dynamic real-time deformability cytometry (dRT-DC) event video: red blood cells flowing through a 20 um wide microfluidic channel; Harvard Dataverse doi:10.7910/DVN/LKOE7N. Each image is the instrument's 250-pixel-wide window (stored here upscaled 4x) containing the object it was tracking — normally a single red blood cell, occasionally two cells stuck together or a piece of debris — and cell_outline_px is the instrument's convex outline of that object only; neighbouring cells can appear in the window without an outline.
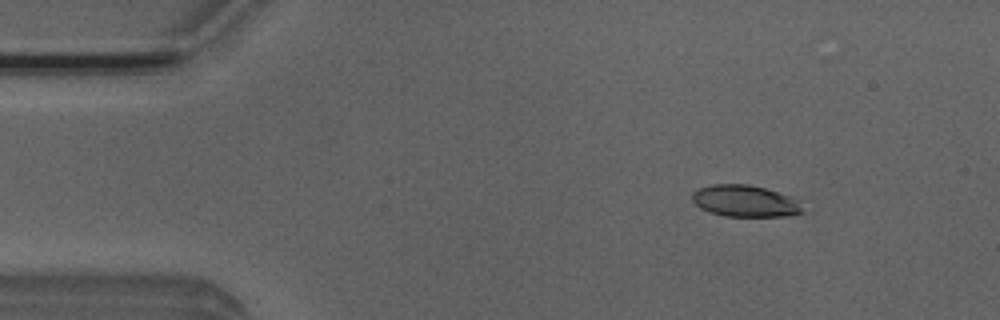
{"species": "Egyptian fruit bat (a non-hibernating species)", "species_latin": "Rousettus aegyptiacus", "temperature_condition": "room temperature", "stored_images_in_passage": 5, "camera_frame_rate_fps": 3000, "um_per_image_px": 0.085, "animal": {"sex": "male"}, "frame": {"image": 1, "passage_image": 2, "time_ms": 0.333, "image_size_px": [1000, 320], "cell_outline_px": [[808, 212], [792, 216], [724, 216], [708, 212], [700, 208], [692, 200], [692, 192], [700, 188], [712, 184], [748, 184], [764, 188], [788, 196], [796, 200]], "centroid_in_image_um": [63.34, 17.1], "position_along_channel_um": 21.7, "area_um2": 20.46}}
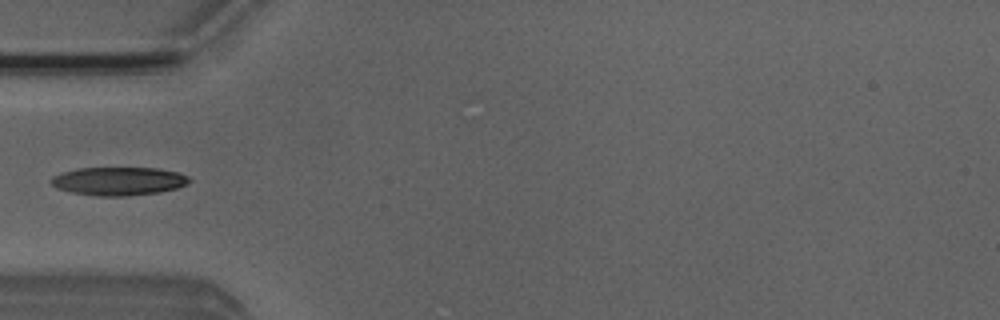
{"frame": {"image": 2, "passage_image": 5, "time_ms": 1.333, "image_size_px": [1000, 320], "cell_outline_px": [[192, 180], [188, 184], [176, 188], [160, 192], [128, 196], [96, 196], [72, 192], [56, 188], [48, 180], [52, 176], [64, 172], [80, 168], [156, 168], [176, 172], [188, 176]], "centroid_in_image_um": [10.08, 15.4], "position_along_channel_um": 74.9, "area_um2": 22.83}}